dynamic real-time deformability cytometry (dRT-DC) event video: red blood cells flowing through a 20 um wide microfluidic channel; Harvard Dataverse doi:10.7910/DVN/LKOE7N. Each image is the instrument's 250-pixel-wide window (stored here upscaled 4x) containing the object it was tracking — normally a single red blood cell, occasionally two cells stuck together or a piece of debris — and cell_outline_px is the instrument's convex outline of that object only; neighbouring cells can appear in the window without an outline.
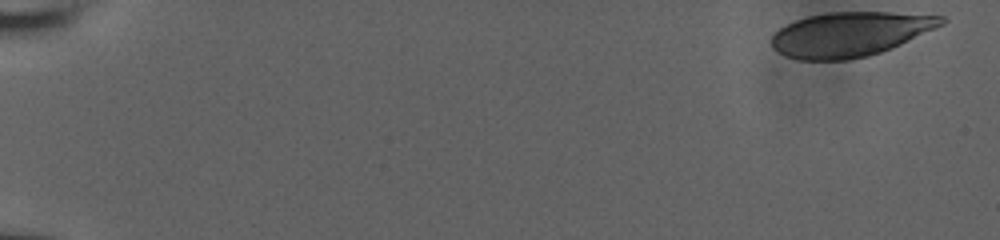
{"species": "human", "species_latin": "Homo sapiens", "temperature_condition": "room temperature", "stored_images_in_passage": 49, "camera_frame_rate_fps": 3000, "um_per_image_px": 0.085, "donor": {"sex": "male"}, "frame": {"image": 1, "passage_image": 1, "time_ms": 0.0, "image_size_px": [1000, 240], "cell_outline_px": [[948, 20], [944, 24], [936, 28], [900, 44], [880, 52], [868, 56], [848, 60], [800, 60], [776, 52], [772, 48], [772, 36], [780, 28], [796, 20], [808, 16], [828, 12], [888, 12], [944, 16]], "centroid_in_image_um": [72.25, 2.91], "position_along_channel_um": 12.7, "area_um2": 43.87}}
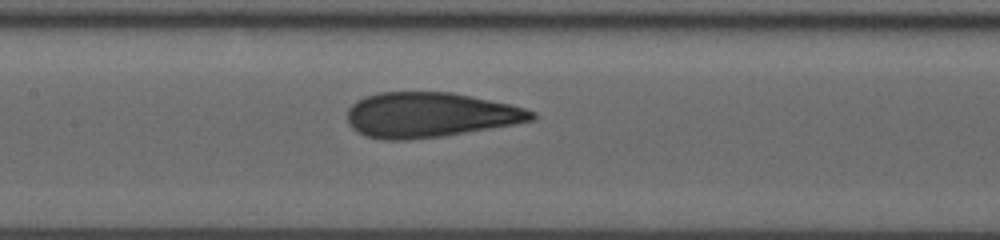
{"frame": {"image": 2, "passage_image": 28, "time_ms": 9.0, "image_size_px": [1000, 240], "cell_outline_px": [[536, 116], [532, 120], [516, 124], [440, 136], [404, 140], [384, 140], [368, 136], [352, 128], [348, 124], [348, 108], [356, 100], [364, 96], [380, 92], [452, 92], [508, 104], [524, 108], [536, 112]], "centroid_in_image_um": [36.51, 9.76], "position_along_channel_um": 170.9, "area_um2": 48.03}}
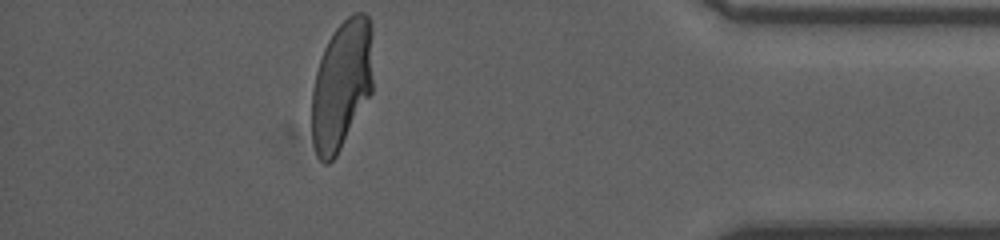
{"frame": {"image": 3, "passage_image": 49, "time_ms": 16.0, "image_size_px": [1000, 240], "cell_outline_px": [[372, 92], [336, 156], [328, 164], [324, 164], [316, 156], [312, 140], [312, 88], [316, 72], [324, 48], [328, 40], [336, 28], [352, 12], [364, 12], [368, 16], [372, 28]], "centroid_in_image_um": [29.04, 7.2], "position_along_channel_um": 406.2, "area_um2": 46.36}, "authors_computed_cell_mechanics": {"area_um2": 47.6272, "velocity_mm_per_s": 3.8644, "shape_relaxation_time_tau1_ms": 4.881, "shape_relaxation_time_tau2_ms": 0.7334, "deformation_change_tau1": 0.1976, "deformation_change_tau2": 0.0594}}